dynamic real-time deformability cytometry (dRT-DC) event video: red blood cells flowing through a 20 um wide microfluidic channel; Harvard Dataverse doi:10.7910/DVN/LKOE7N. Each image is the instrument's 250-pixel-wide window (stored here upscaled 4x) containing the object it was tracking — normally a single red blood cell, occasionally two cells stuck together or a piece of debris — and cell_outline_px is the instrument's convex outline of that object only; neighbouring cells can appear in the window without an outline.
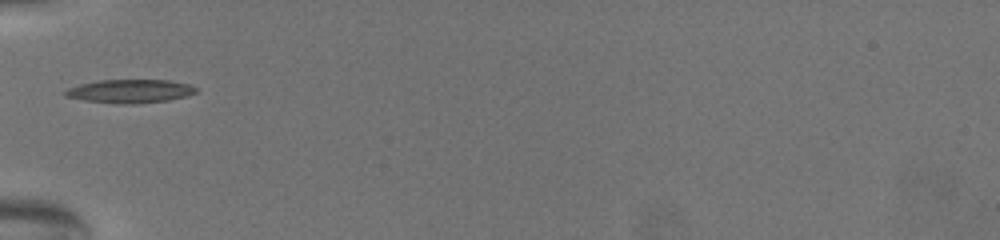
{"species": "common noctule bat (a hibernating species)", "species_latin": "Nyctalus noctula", "temperature_condition": "warm", "stored_images_in_passage": 43, "camera_frame_rate_fps": 3000, "um_per_image_px": 0.085, "animal": {"sex": "female", "body_mass_g": 19.5, "forearm_length_mm": 54.1}, "frame": {"image": 1, "passage_image": 1, "time_ms": 0.0, "image_size_px": [1000, 240], "cell_outline_px": [[196, 92], [188, 96], [168, 100], [136, 104], [124, 104], [84, 100], [64, 96], [64, 92], [68, 88], [80, 84], [100, 80], [168, 80], [188, 84], [196, 88]], "centroid_in_image_um": [11.06, 7.75], "position_along_channel_um": 73.9, "area_um2": 17.8}}
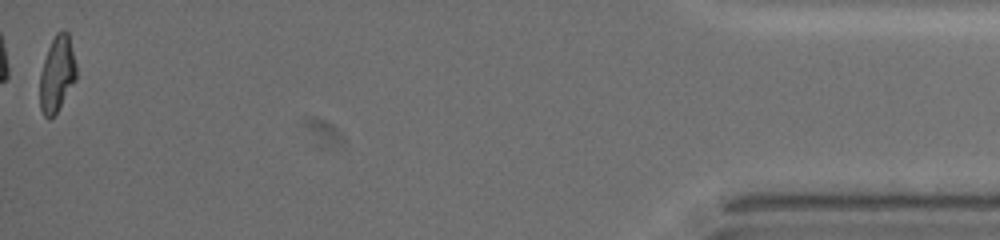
{"frame": {"image": 2, "passage_image": 43, "time_ms": 14.0, "image_size_px": [1000, 240], "cell_outline_px": [[76, 80], [56, 112], [48, 120], [44, 116], [40, 108], [40, 72], [48, 48], [56, 32], [68, 32], [76, 64]], "centroid_in_image_um": [4.84, 6.3], "position_along_channel_um": 430.4, "area_um2": 15.9}, "authors_computed_cell_mechanics": {"area_um2": 16.8198, "velocity_mm_per_s": 3.1368, "shape_relaxation_time_tau1_ms": 10.3858, "shape_relaxation_time_tau2_ms": 3.1846, "deformation_change_tau1": 0.2777, "deformation_change_tau2": 0.1035}}